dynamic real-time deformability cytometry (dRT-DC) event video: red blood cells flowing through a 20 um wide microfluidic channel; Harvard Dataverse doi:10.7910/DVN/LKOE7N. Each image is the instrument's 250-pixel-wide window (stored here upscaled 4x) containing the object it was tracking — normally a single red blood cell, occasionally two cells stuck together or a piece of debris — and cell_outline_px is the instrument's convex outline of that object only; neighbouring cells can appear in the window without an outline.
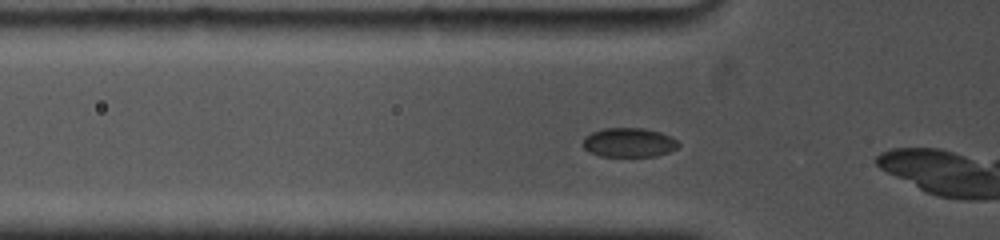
{"species": "common noctule bat (a hibernating species)", "species_latin": "Nyctalus noctula", "temperature_condition": "cold", "stored_images_in_passage": 14, "camera_frame_rate_fps": 5000, "um_per_image_px": 0.085, "animal": {"sex": "female", "body_mass_g": 19.0, "forearm_length_mm": 53.3}, "frame": {"image": 1, "passage_image": 5, "time_ms": 1.4, "image_size_px": [1000, 240], "cell_outline_px": [[680, 144], [676, 148], [668, 152], [656, 156], [600, 156], [588, 152], [580, 144], [584, 136], [592, 132], [604, 128], [644, 128], [660, 132], [672, 136]], "centroid_in_image_um": [53.42, 12.11], "position_along_channel_um": 72.4, "area_um2": 16.47}}
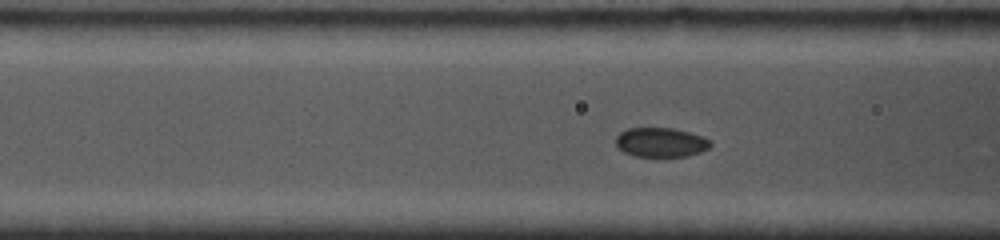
{"frame": {"image": 2, "passage_image": 8, "time_ms": 2.4, "image_size_px": [1000, 240], "cell_outline_px": [[712, 144], [708, 148], [700, 152], [688, 156], [636, 156], [624, 152], [616, 148], [616, 136], [620, 132], [628, 128], [672, 128], [688, 132], [712, 140]], "centroid_in_image_um": [56.15, 12.1], "position_along_channel_um": 110.5, "area_um2": 16.18}}
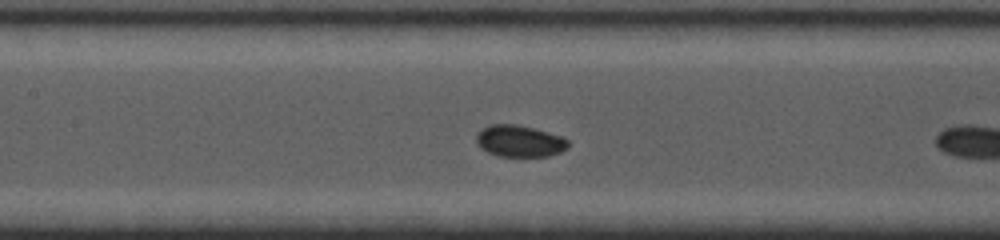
{"frame": {"image": 3, "passage_image": 12, "time_ms": 3.8, "image_size_px": [1000, 240], "cell_outline_px": [[568, 148], [560, 152], [548, 156], [500, 156], [488, 152], [480, 148], [476, 140], [476, 136], [488, 124], [516, 124], [548, 132], [560, 136], [568, 140]], "centroid_in_image_um": [44.16, 11.99], "position_along_channel_um": 163.2, "area_um2": 16.76}}